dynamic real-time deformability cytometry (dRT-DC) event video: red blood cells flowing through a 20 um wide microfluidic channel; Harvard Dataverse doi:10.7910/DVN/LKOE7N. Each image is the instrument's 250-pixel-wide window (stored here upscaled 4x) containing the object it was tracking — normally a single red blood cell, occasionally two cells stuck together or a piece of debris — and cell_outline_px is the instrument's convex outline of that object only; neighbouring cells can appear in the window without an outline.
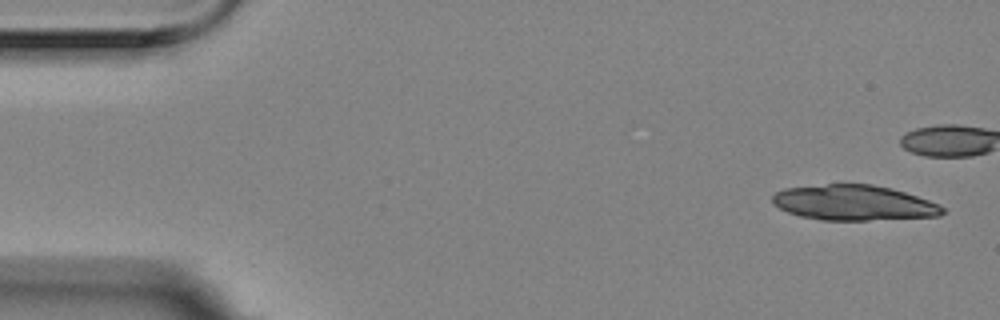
{"species": "Egyptian fruit bat (a non-hibernating species)", "species_latin": "Rousettus aegyptiacus", "temperature_condition": "room temperature", "stored_images_in_passage": 3, "camera_frame_rate_fps": 3000, "um_per_image_px": 0.085, "animal": {"sex": "female"}, "frame": {"image": 1, "passage_image": 1, "time_ms": 0.0, "image_size_px": [1000, 320], "cell_outline_px": [[944, 212], [940, 216], [868, 220], [820, 220], [800, 216], [788, 212], [772, 204], [772, 196], [776, 192], [784, 188], [828, 184], [872, 184], [892, 188], [940, 204], [944, 208]], "centroid_in_image_um": [72.56, 17.23], "position_along_channel_um": 12.4, "area_um2": 34.97}}
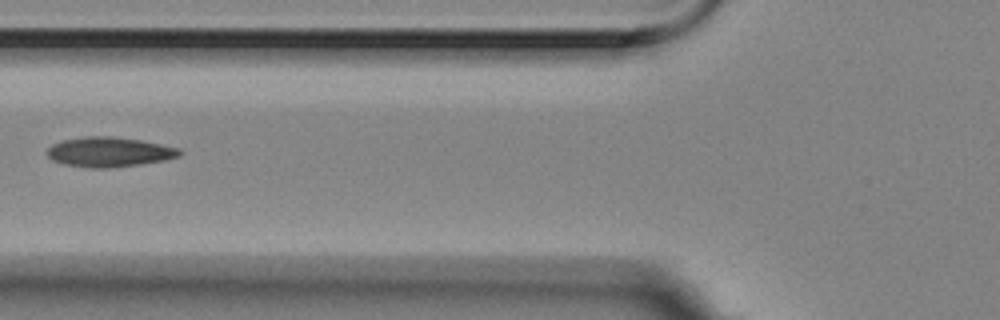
{"frame": {"image": 2, "passage_image": 3, "time_ms": 0.667, "image_size_px": [1000, 320], "cell_outline_px": [[184, 152], [180, 156], [164, 160], [140, 164], [112, 168], [92, 168], [64, 164], [52, 160], [48, 156], [48, 148], [52, 144], [64, 140], [84, 136], [112, 136], [140, 140], [180, 148]], "centroid_in_image_um": [9.31, 12.92], "position_along_channel_um": 116.5, "area_um2": 23.0}}